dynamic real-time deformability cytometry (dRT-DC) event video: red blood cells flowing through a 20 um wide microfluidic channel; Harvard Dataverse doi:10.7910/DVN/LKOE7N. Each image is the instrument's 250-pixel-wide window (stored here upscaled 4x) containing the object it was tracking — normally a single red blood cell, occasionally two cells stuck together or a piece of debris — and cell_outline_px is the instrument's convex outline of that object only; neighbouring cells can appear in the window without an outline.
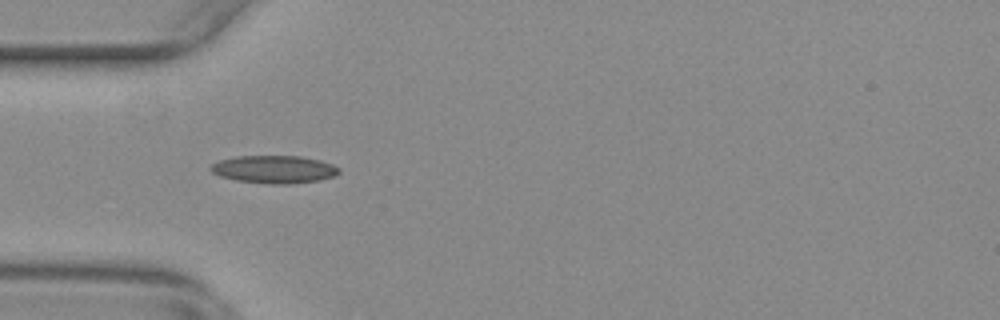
{"species": "common noctule bat (a hibernating species)", "species_latin": "Nyctalus noctula", "temperature_condition": "warm", "stored_images_in_passage": 43, "camera_frame_rate_fps": 3000, "um_per_image_px": 0.085, "animal": {"sex": "female", "body_mass_g": 29.2, "forearm_length_mm": 56.3}, "frame": {"image": 1, "passage_image": 4, "time_ms": 1.0, "image_size_px": [1000, 320], "cell_outline_px": [[340, 172], [336, 176], [320, 180], [292, 184], [268, 184], [236, 180], [220, 176], [212, 172], [208, 168], [212, 164], [220, 160], [236, 156], [300, 156], [320, 160], [332, 164], [340, 168]], "centroid_in_image_um": [23.33, 14.4], "position_along_channel_um": 61.7, "area_um2": 20.92}}
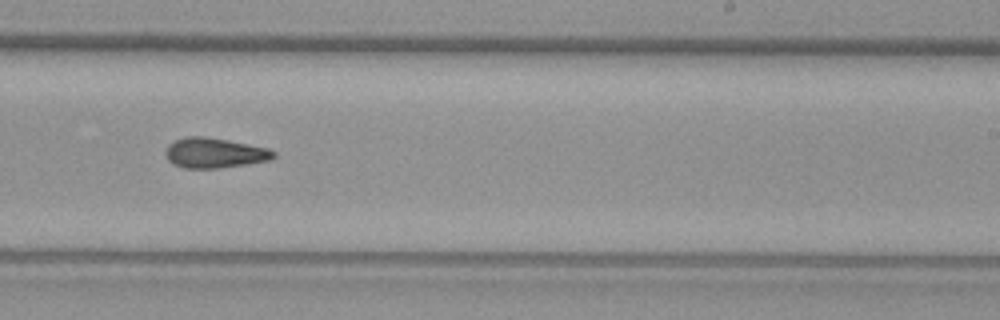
{"frame": {"image": 2, "passage_image": 21, "time_ms": 6.667, "image_size_px": [1000, 320], "cell_outline_px": [[276, 156], [272, 160], [248, 164], [220, 168], [184, 168], [172, 164], [168, 160], [164, 152], [168, 144], [176, 140], [188, 136], [204, 136], [228, 140], [268, 148], [276, 152]], "centroid_in_image_um": [18.24, 13.0], "position_along_channel_um": 270.8, "area_um2": 19.13}}
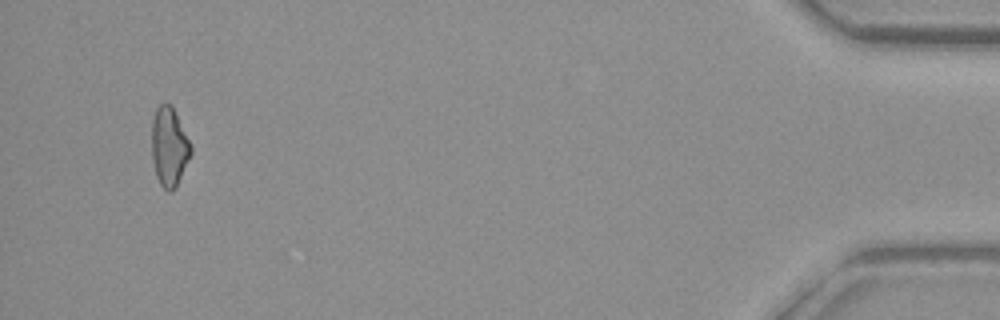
{"frame": {"image": 3, "passage_image": 40, "time_ms": 13.0, "image_size_px": [1000, 320], "cell_outline_px": [[192, 152], [176, 188], [172, 192], [168, 192], [160, 184], [156, 176], [152, 160], [152, 116], [156, 108], [160, 104], [172, 104], [192, 144]], "centroid_in_image_um": [14.39, 12.47], "position_along_channel_um": 420.8, "area_um2": 18.38}, "authors_computed_cell_mechanics": {"area_um2": 18.3804, "velocity_mm_per_s": 3.7111, "shape_relaxation_time_tau1_ms": null, "shape_relaxation_time_tau2_ms": 6.2545, "deformation_change_tau1": null, "deformation_change_tau2": 0.1546}}